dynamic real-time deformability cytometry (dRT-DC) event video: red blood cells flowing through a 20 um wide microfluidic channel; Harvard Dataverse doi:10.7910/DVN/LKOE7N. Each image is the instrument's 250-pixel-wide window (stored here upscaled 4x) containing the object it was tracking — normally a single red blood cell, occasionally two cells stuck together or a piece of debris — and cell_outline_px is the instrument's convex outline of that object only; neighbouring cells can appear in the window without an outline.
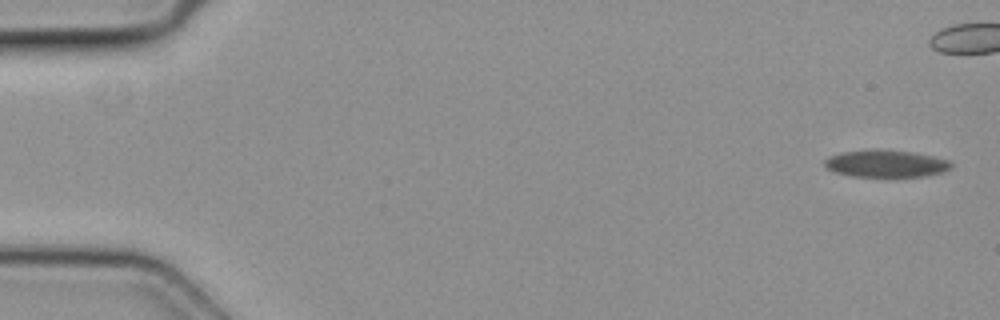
{"species": "common noctule bat (a hibernating species)", "species_latin": "Nyctalus noctula", "temperature_condition": "cold", "stored_images_in_passage": 2, "camera_frame_rate_fps": 3000, "um_per_image_px": 0.085, "animal": {"sex": "female", "body_mass_g": 19.3, "forearm_length_mm": 54.1}, "frame": {"image": 1, "passage_image": 2, "time_ms": 0.333, "image_size_px": [1000, 320], "cell_outline_px": [[952, 168], [944, 172], [924, 176], [852, 176], [836, 172], [828, 168], [824, 164], [824, 160], [828, 156], [844, 152], [876, 148], [912, 152], [952, 160]], "centroid_in_image_um": [75.34, 13.89], "position_along_channel_um": 9.7, "area_um2": 20.11}}